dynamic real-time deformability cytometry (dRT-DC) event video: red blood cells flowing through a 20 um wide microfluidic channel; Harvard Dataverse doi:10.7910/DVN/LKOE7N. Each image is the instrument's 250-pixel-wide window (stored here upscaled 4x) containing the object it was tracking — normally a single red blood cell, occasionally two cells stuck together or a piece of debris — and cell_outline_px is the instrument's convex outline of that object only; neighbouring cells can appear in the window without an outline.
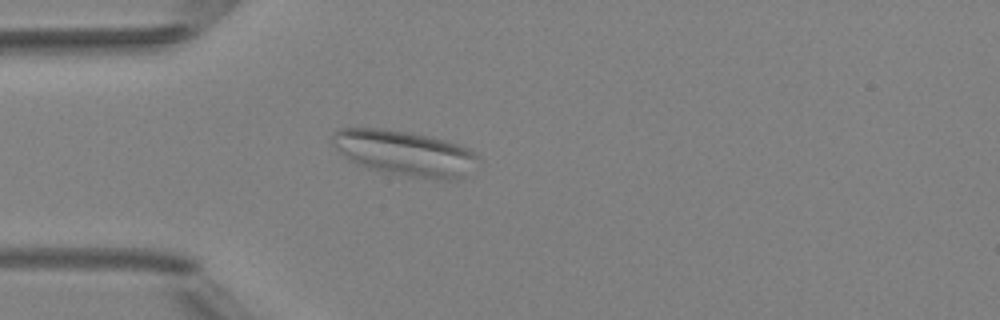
{"species": "Egyptian fruit bat (a non-hibernating species)", "species_latin": "Rousettus aegyptiacus", "temperature_condition": "room temperature", "stored_images_in_passage": 2, "camera_frame_rate_fps": 3000, "um_per_image_px": 0.085, "animal": {"sex": "female"}, "frame": {"image": 1, "passage_image": 2, "time_ms": 1.333, "image_size_px": [1000, 320], "cell_outline_px": [[480, 160], [464, 176], [452, 180], [436, 180], [408, 176], [384, 172], [368, 168], [356, 164], [348, 160], [332, 144], [332, 136], [340, 128], [384, 128], [408, 132], [444, 140], [468, 148], [476, 152]], "centroid_in_image_um": [34.4, 13.02], "position_along_channel_um": 50.6, "area_um2": 38.44}}